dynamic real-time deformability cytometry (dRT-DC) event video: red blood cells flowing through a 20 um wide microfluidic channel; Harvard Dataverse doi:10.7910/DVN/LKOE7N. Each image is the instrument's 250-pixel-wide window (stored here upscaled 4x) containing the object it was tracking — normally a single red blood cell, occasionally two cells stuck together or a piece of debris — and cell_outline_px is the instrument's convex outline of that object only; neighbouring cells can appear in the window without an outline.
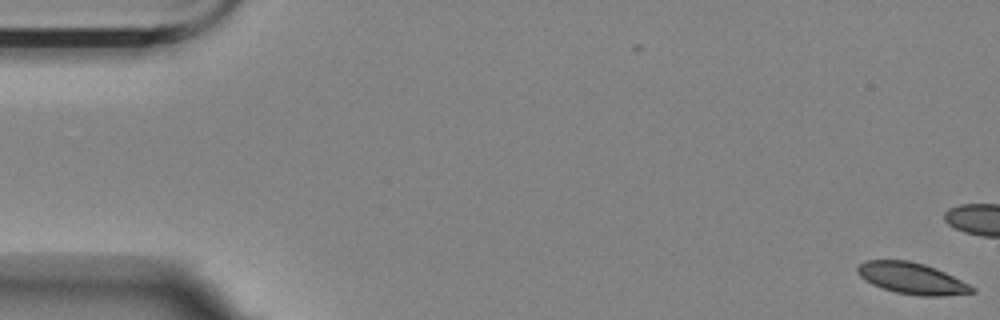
{"species": "Egyptian fruit bat (a non-hibernating species)", "species_latin": "Rousettus aegyptiacus", "temperature_condition": "room temperature", "stored_images_in_passage": 18, "camera_frame_rate_fps": 3000, "um_per_image_px": 0.085, "animal": {"sex": "female"}, "frame": {"image": 1, "passage_image": 1, "time_ms": 0.0, "image_size_px": [1000, 320], "cell_outline_px": [[976, 292], [944, 296], [920, 296], [896, 292], [872, 284], [864, 280], [856, 272], [856, 268], [864, 260], [908, 260], [924, 264], [936, 268], [976, 288]], "centroid_in_image_um": [77.49, 23.66], "position_along_channel_um": 7.5, "area_um2": 20.87}}